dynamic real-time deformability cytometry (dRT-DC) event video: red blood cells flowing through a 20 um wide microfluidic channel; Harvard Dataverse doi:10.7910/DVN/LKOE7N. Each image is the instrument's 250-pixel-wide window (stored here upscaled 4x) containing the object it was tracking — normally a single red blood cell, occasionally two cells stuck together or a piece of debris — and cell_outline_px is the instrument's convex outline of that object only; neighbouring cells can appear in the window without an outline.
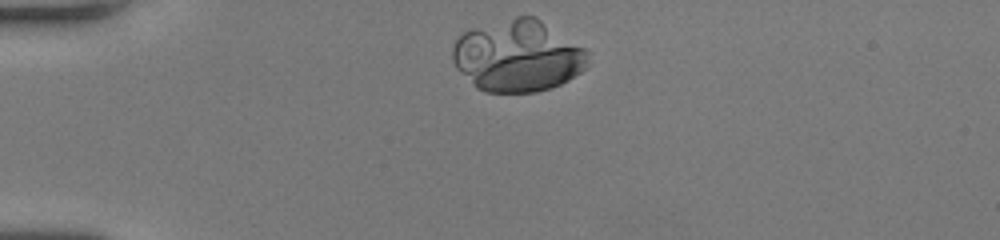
{"species": "human", "species_latin": "Homo sapiens", "temperature_condition": "room temperature", "stored_images_in_passage": 40, "camera_frame_rate_fps": 3000, "um_per_image_px": 0.085, "donor": {"sex": "female"}, "frame": {"image": 1, "passage_image": 1, "time_ms": 0.0, "image_size_px": [1000, 240], "cell_outline_px": [[588, 52], [584, 68], [580, 72], [568, 80], [552, 88], [536, 92], [484, 92], [476, 88], [456, 68], [452, 60], [452, 48], [456, 40], [464, 32], [472, 28], [516, 16], [536, 16], [584, 48]], "centroid_in_image_um": [43.97, 4.76], "position_along_channel_um": 41.0, "area_um2": 56.41}}